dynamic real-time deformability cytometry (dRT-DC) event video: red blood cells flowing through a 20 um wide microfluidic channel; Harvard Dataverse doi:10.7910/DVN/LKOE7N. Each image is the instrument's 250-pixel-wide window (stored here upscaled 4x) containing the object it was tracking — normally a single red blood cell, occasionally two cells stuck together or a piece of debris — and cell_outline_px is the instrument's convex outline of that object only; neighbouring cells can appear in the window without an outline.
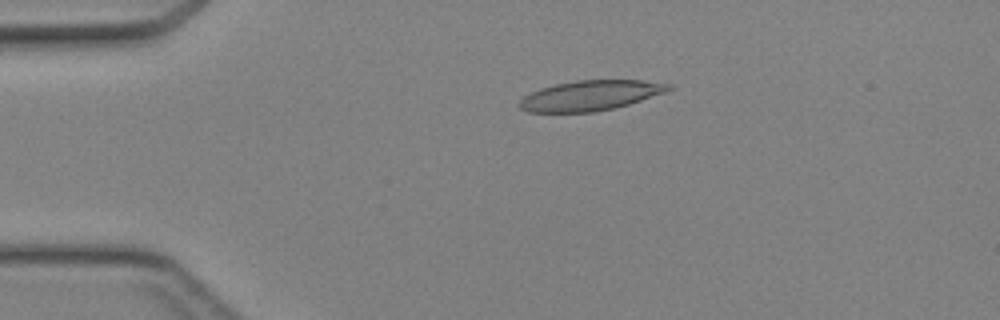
{"species": "Egyptian fruit bat (a non-hibernating species)", "species_latin": "Rousettus aegyptiacus", "temperature_condition": "cold", "stored_images_in_passage": 46, "camera_frame_rate_fps": 3000, "um_per_image_px": 0.085, "animal": {"sex": "female"}, "frame": {"image": 1, "passage_image": 10, "time_ms": 3.0, "image_size_px": [1000, 320], "cell_outline_px": [[676, 88], [616, 108], [592, 112], [528, 112], [520, 108], [516, 104], [524, 96], [540, 88], [556, 84], [576, 80], [644, 80], [672, 84]], "centroid_in_image_um": [50.18, 8.11], "position_along_channel_um": 34.8, "area_um2": 26.18}}
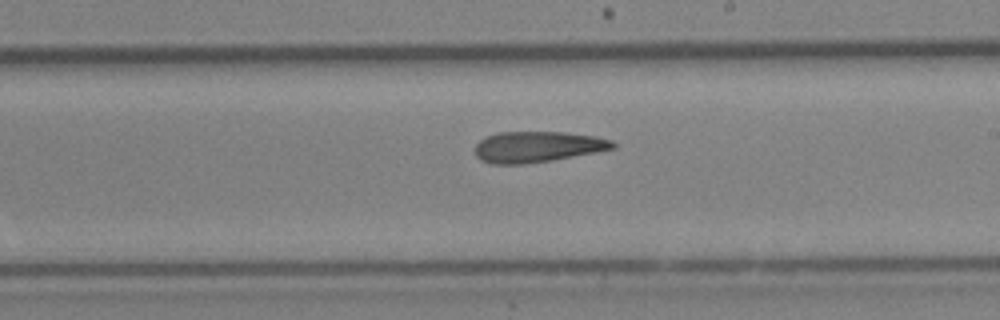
{"frame": {"image": 2, "passage_image": 27, "time_ms": 8.667, "image_size_px": [1000, 320], "cell_outline_px": [[616, 148], [596, 152], [552, 160], [524, 164], [492, 164], [480, 160], [476, 156], [476, 144], [480, 140], [488, 136], [500, 132], [564, 132], [596, 136], [612, 140], [616, 144]], "centroid_in_image_um": [45.7, 12.48], "position_along_channel_um": 243.3, "area_um2": 24.8}}
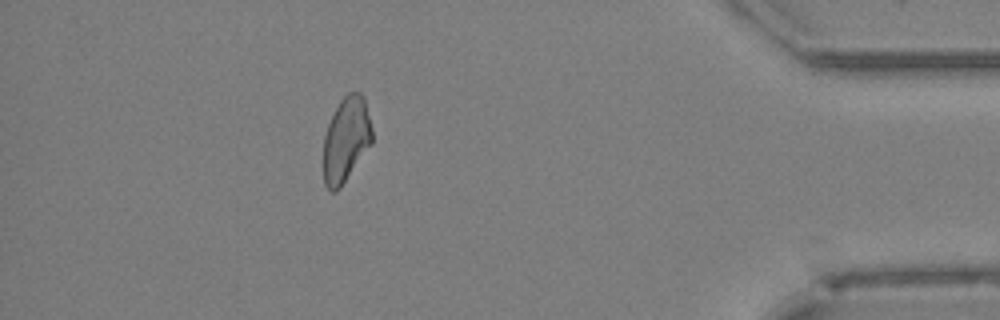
{"frame": {"image": 3, "passage_image": 41, "time_ms": 13.333, "image_size_px": [1000, 320], "cell_outline_px": [[372, 144], [340, 188], [336, 192], [332, 192], [324, 184], [324, 136], [328, 124], [340, 100], [348, 92], [360, 92], [364, 96], [372, 128]], "centroid_in_image_um": [29.43, 11.86], "position_along_channel_um": 405.8, "area_um2": 24.1}}